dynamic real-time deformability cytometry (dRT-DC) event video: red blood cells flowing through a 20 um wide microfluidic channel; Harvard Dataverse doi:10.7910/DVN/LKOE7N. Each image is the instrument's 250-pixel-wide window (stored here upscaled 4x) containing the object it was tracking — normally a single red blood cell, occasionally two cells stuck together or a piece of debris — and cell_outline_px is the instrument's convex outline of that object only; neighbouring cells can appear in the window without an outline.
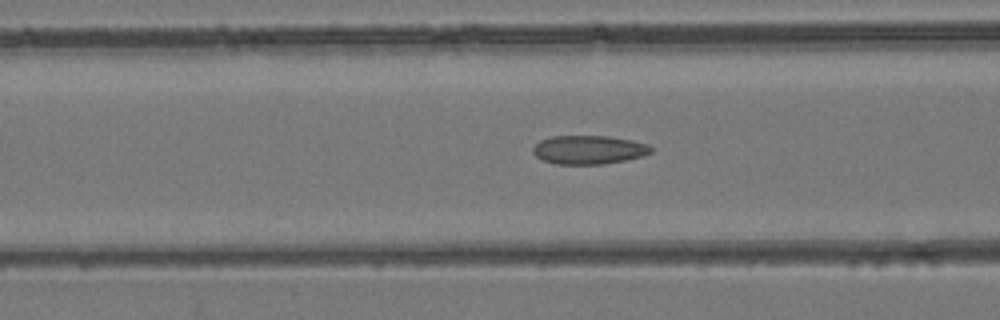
{"species": "common noctule bat (a hibernating species)", "species_latin": "Nyctalus noctula", "temperature_condition": "room temperature", "stored_images_in_passage": 49, "camera_frame_rate_fps": 3000, "um_per_image_px": 0.085, "animal": {"sex": "female", "body_mass_g": 24.6, "forearm_length_mm": 56.2}, "frame": {"image": 1, "passage_image": 20, "time_ms": 6.333, "image_size_px": [1000, 320], "cell_outline_px": [[652, 152], [644, 156], [624, 160], [600, 164], [556, 164], [544, 160], [536, 156], [532, 152], [532, 148], [540, 140], [552, 136], [608, 136], [632, 140], [648, 144], [652, 148]], "centroid_in_image_um": [50.05, 12.72], "position_along_channel_um": 116.6, "area_um2": 19.71}}
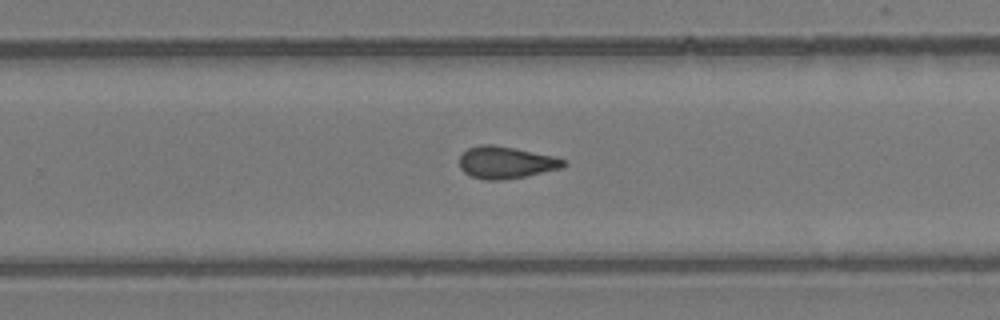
{"frame": {"image": 2, "passage_image": 32, "time_ms": 10.333, "image_size_px": [1000, 320], "cell_outline_px": [[568, 164], [560, 168], [524, 176], [504, 180], [488, 180], [472, 176], [464, 172], [460, 168], [460, 156], [468, 148], [480, 144], [492, 144], [552, 156], [568, 160]], "centroid_in_image_um": [42.99, 13.81], "position_along_channel_um": 286.8, "area_um2": 19.19}}
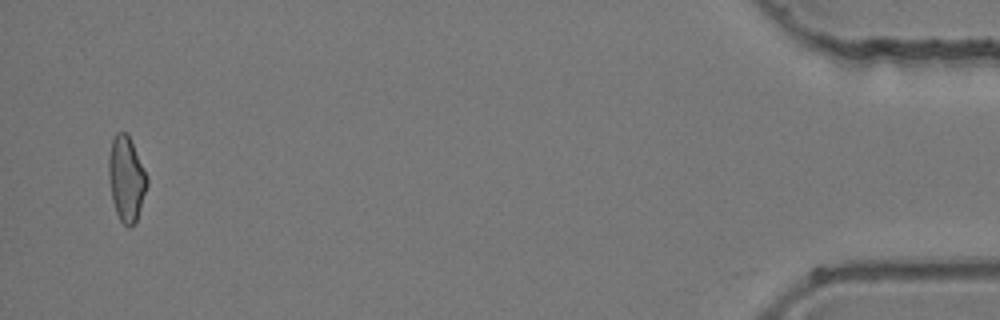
{"frame": {"image": 3, "passage_image": 48, "time_ms": 15.667, "image_size_px": [1000, 320], "cell_outline_px": [[148, 184], [136, 220], [128, 228], [120, 220], [116, 212], [112, 200], [108, 176], [108, 156], [112, 140], [116, 132], [124, 132], [128, 136], [148, 176]], "centroid_in_image_um": [10.72, 15.19], "position_along_channel_um": 424.5, "area_um2": 18.79}}